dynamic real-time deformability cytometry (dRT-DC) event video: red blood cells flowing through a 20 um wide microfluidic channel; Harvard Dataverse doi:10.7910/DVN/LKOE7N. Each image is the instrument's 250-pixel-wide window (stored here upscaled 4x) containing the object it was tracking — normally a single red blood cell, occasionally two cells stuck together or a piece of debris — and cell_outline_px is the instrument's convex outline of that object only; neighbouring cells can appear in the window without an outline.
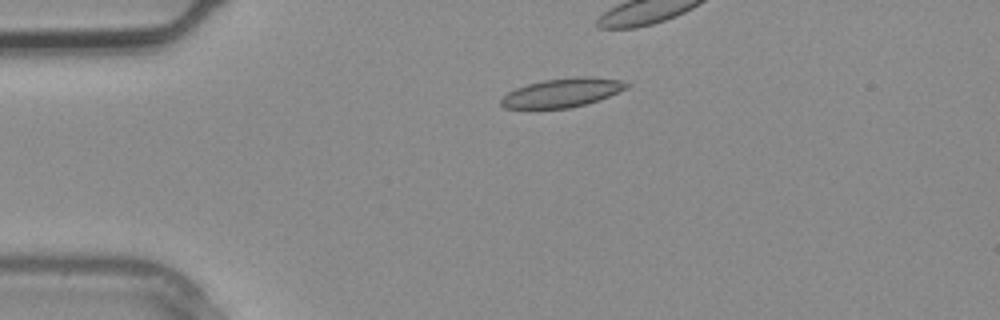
{"species": "common noctule bat (a hibernating species)", "species_latin": "Nyctalus noctula", "temperature_condition": "warm", "stored_images_in_passage": 1, "camera_frame_rate_fps": 3000, "um_per_image_px": 0.085, "animal": {"sex": "male", "body_mass_g": 20.4}, "frame": {"image": 1, "passage_image": 1, "time_ms": 0.0, "image_size_px": [1000, 320], "cell_outline_px": [[632, 84], [628, 88], [608, 96], [584, 104], [568, 108], [504, 108], [500, 104], [500, 100], [508, 92], [516, 88], [528, 84], [544, 80], [576, 76], [588, 76], [620, 80]], "centroid_in_image_um": [47.8, 7.86], "position_along_channel_um": 37.2, "area_um2": 20.92}}